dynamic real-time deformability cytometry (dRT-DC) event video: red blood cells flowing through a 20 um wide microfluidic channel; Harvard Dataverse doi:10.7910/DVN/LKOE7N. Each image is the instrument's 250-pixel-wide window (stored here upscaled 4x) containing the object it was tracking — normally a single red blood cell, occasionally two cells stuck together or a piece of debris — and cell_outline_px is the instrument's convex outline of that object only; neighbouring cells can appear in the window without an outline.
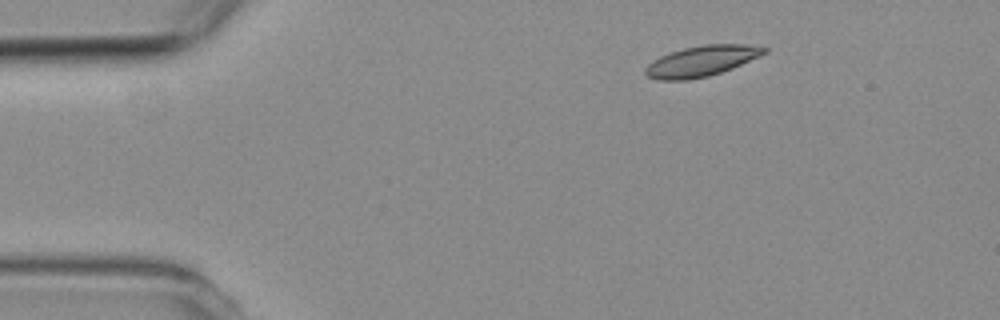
{"species": "common noctule bat (a hibernating species)", "species_latin": "Nyctalus noctula", "temperature_condition": "room temperature", "stored_images_in_passage": 4, "camera_frame_rate_fps": 3000, "um_per_image_px": 0.085, "animal": {"sex": "female", "body_mass_g": 19.3, "forearm_length_mm": 54.1}, "frame": {"image": 1, "passage_image": 1, "time_ms": 0.0, "image_size_px": [1000, 320], "cell_outline_px": [[768, 52], [732, 68], [708, 76], [688, 80], [656, 80], [648, 76], [644, 72], [644, 68], [652, 60], [660, 56], [684, 48], [704, 44], [744, 44], [768, 48]], "centroid_in_image_um": [59.6, 5.19], "position_along_channel_um": 25.4, "area_um2": 21.1}}